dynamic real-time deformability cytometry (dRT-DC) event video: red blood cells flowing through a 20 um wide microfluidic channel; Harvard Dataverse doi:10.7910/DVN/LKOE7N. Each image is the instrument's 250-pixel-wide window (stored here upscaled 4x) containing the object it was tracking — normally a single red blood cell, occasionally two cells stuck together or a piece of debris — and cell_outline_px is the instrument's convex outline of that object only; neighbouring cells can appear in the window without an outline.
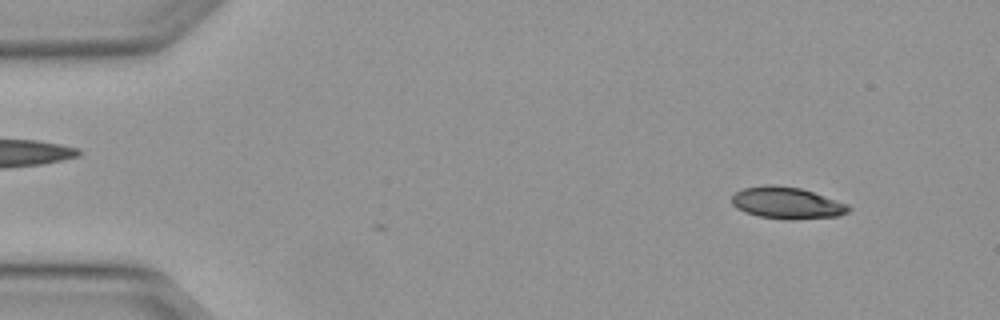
{"species": "Egyptian fruit bat (a non-hibernating species)", "species_latin": "Rousettus aegyptiacus", "temperature_condition": "warm", "stored_images_in_passage": 5, "segment_of_instrument_passage": [1, 2], "camera_frame_rate_fps": 3000, "um_per_image_px": 0.085, "animal": {"sex": "female"}, "frame": {"image": 1, "passage_image": 1, "time_ms": 0.0, "image_size_px": [1000, 320], "cell_outline_px": [[852, 208], [848, 212], [836, 216], [792, 220], [784, 220], [760, 216], [744, 212], [736, 208], [732, 204], [732, 196], [736, 192], [744, 188], [764, 184], [772, 184], [800, 188], [848, 204]], "centroid_in_image_um": [66.86, 17.25], "position_along_channel_um": 18.1, "area_um2": 21.62}}